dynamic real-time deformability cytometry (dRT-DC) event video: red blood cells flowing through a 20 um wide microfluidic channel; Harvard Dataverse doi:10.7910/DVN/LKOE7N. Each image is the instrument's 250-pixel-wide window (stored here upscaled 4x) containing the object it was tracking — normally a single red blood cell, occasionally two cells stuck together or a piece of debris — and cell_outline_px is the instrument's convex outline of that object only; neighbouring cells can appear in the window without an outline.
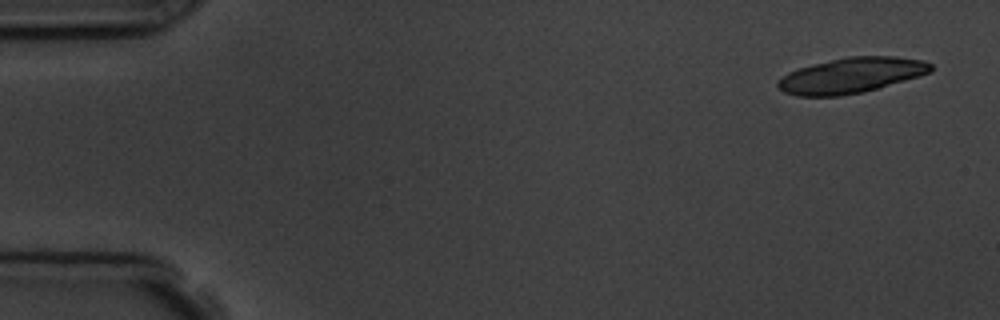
{"species": "common noctule bat (a hibernating species)", "species_latin": "Nyctalus noctula", "temperature_condition": "room temperature", "stored_images_in_passage": 5, "camera_frame_rate_fps": 3000, "um_per_image_px": 0.085, "animal": {"sex": "male", "body_mass_g": 19.5, "forearm_length_mm": 54.6}, "frame": {"image": 1, "passage_image": 1, "time_ms": 0.0, "image_size_px": [1000, 320], "cell_outline_px": [[932, 72], [920, 76], [876, 88], [860, 92], [840, 96], [796, 96], [784, 92], [776, 84], [776, 80], [788, 72], [812, 64], [848, 56], [896, 56], [924, 60], [932, 64]], "centroid_in_image_um": [72.35, 6.4], "position_along_channel_um": 12.7, "area_um2": 31.5}}